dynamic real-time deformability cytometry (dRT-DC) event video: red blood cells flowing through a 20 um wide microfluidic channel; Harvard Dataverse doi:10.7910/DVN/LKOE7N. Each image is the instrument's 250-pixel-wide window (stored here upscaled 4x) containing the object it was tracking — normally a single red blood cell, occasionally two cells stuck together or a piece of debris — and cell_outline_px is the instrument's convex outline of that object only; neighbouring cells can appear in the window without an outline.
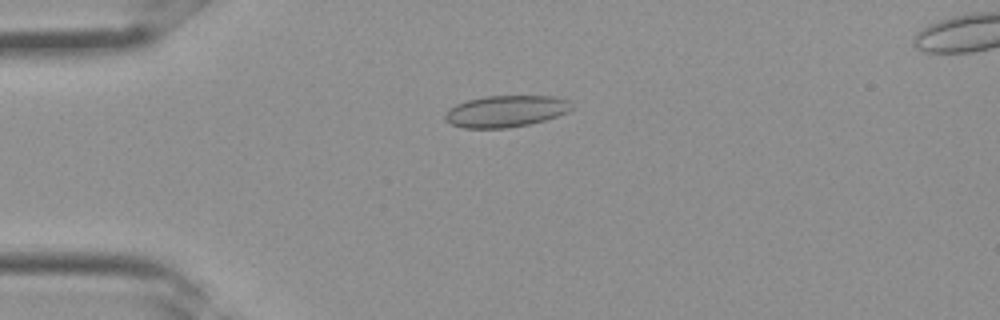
{"species": "Egyptian fruit bat (a non-hibernating species)", "species_latin": "Rousettus aegyptiacus", "temperature_condition": "room temperature", "stored_images_in_passage": 31, "camera_frame_rate_fps": 3000, "um_per_image_px": 0.085, "frame": {"image": 1, "passage_image": 6, "time_ms": 1.667, "image_size_px": [1000, 320], "cell_outline_px": [[572, 108], [568, 112], [544, 120], [528, 124], [508, 128], [464, 128], [448, 124], [444, 120], [444, 112], [448, 108], [456, 104], [468, 100], [484, 96], [556, 96], [568, 100]], "centroid_in_image_um": [42.93, 9.46], "position_along_channel_um": 42.1, "area_um2": 23.47}}
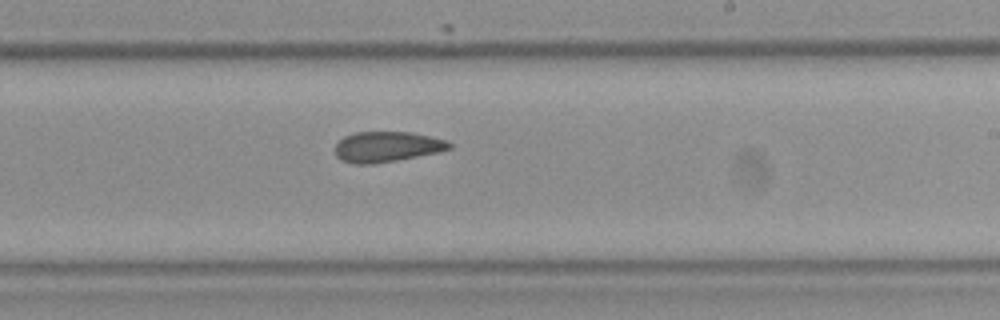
{"frame": {"image": 2, "passage_image": 18, "time_ms": 5.667, "image_size_px": [1000, 320], "cell_outline_px": [[452, 148], [440, 152], [376, 164], [352, 164], [340, 160], [336, 156], [336, 144], [344, 136], [356, 132], [412, 132], [444, 140], [452, 144]], "centroid_in_image_um": [32.87, 12.49], "position_along_channel_um": 256.1, "area_um2": 20.35}}
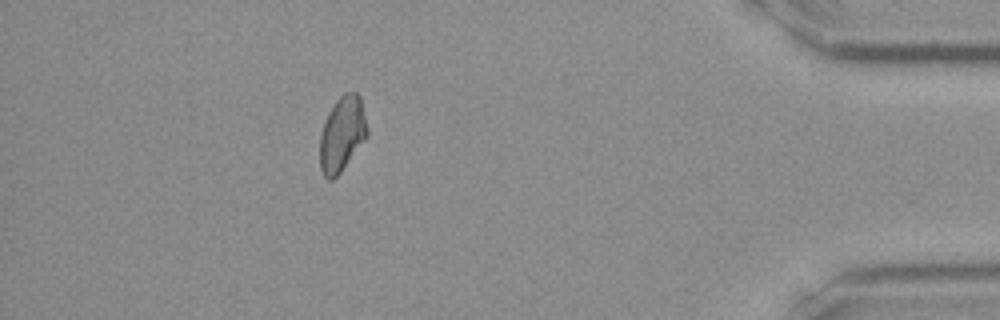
{"frame": {"image": 3, "passage_image": 28, "time_ms": 9.0, "image_size_px": [1000, 320], "cell_outline_px": [[368, 136], [340, 172], [332, 180], [328, 180], [324, 176], [320, 168], [320, 136], [328, 112], [336, 100], [344, 92], [356, 92], [360, 96], [368, 132]], "centroid_in_image_um": [29.07, 11.38], "position_along_channel_um": 406.1, "area_um2": 20.52}}